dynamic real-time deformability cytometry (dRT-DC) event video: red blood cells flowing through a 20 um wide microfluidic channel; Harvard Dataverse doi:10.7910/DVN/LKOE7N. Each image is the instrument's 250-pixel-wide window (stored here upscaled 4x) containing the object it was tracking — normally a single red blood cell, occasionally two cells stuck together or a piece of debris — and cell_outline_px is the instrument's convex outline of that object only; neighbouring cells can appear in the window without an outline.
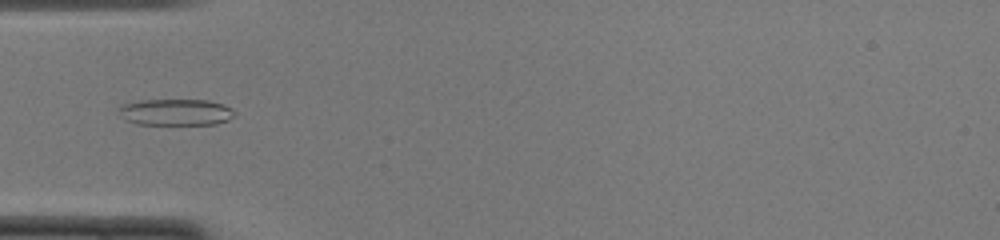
{"species": "common noctule bat (a hibernating species)", "species_latin": "Nyctalus noctula", "temperature_condition": "cold", "stored_images_in_passage": 50, "camera_frame_rate_fps": 3000, "um_per_image_px": 0.085, "animal": {"sex": "female", "body_mass_g": 22.0, "forearm_length_mm": 56.7}, "frame": {"image": 1, "passage_image": 16, "time_ms": 5.0, "image_size_px": [1000, 240], "cell_outline_px": [[236, 116], [228, 120], [216, 124], [136, 124], [124, 120], [120, 116], [116, 108], [120, 104], [140, 100], [208, 100], [224, 104], [232, 108], [236, 112]], "centroid_in_image_um": [14.91, 9.53], "position_along_channel_um": 70.1, "area_um2": 18.26}}
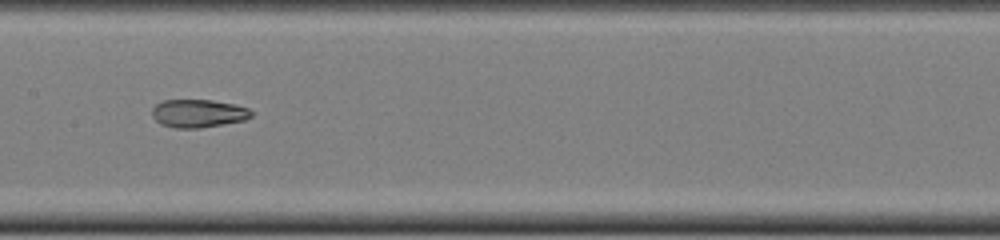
{"frame": {"image": 2, "passage_image": 25, "time_ms": 8.0, "image_size_px": [1000, 240], "cell_outline_px": [[252, 116], [244, 120], [200, 128], [176, 128], [160, 124], [152, 116], [152, 108], [156, 104], [164, 100], [212, 100], [236, 104], [248, 108], [252, 112]], "centroid_in_image_um": [16.84, 9.63], "position_along_channel_um": 190.6, "area_um2": 16.24}}
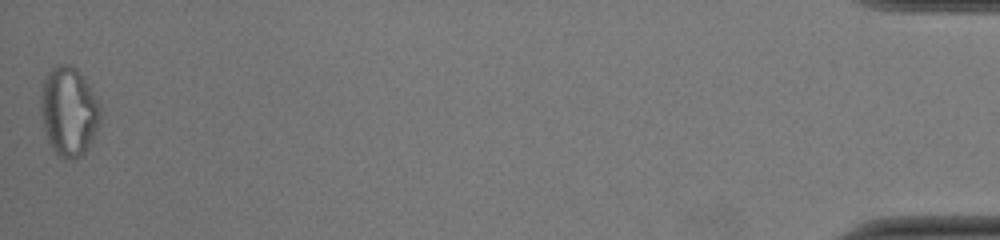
{"frame": {"image": 3, "passage_image": 50, "time_ms": 16.333, "image_size_px": [1000, 240], "cell_outline_px": [[100, 124], [88, 148], [80, 156], [72, 160], [68, 160], [60, 156], [52, 148], [48, 140], [44, 128], [40, 112], [40, 92], [44, 80], [48, 72], [56, 64], [68, 64], [76, 68], [80, 72], [100, 104]], "centroid_in_image_um": [5.84, 9.46], "position_along_channel_um": 429.4, "area_um2": 31.04}, "authors_computed_cell_mechanics": {"area_um2": 18.6405, "velocity_mm_per_s": 4.0033, "shape_relaxation_time_tau1_ms": null, "shape_relaxation_time_tau2_ms": 4.5944, "deformation_change_tau1": null, "deformation_change_tau2": 0.1241}}